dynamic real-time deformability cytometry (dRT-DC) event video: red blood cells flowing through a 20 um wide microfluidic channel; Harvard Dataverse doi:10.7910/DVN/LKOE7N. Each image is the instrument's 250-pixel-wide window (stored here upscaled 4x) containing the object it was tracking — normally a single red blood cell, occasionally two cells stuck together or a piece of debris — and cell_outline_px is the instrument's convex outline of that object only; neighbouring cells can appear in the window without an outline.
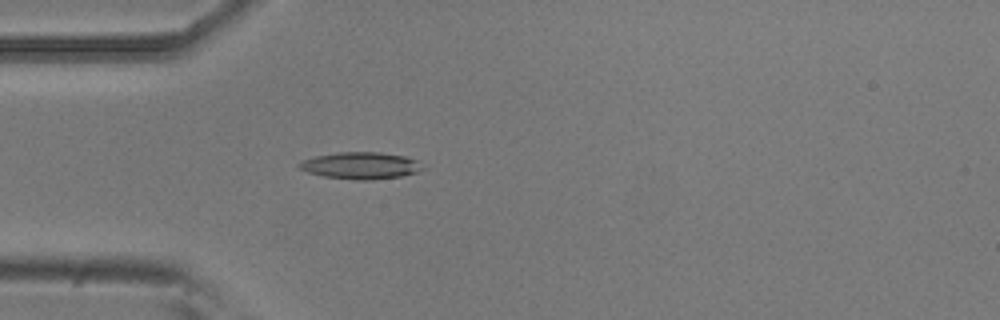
{"species": "common noctule bat (a hibernating species)", "species_latin": "Nyctalus noctula", "temperature_condition": "room temperature", "stored_images_in_passage": 15, "camera_frame_rate_fps": 3000, "um_per_image_px": 0.085, "animal": {"sex": "male", "body_mass_g": 20.5, "forearm_length_mm": 52.5}, "frame": {"image": 1, "passage_image": 2, "time_ms": 0.333, "image_size_px": [1000, 320], "cell_outline_px": [[428, 168], [420, 172], [400, 176], [372, 180], [356, 180], [324, 176], [308, 172], [300, 168], [296, 164], [304, 160], [316, 156], [336, 152], [380, 152], [404, 156], [420, 160]], "centroid_in_image_um": [30.77, 14.07], "position_along_channel_um": 54.2, "area_um2": 19.59}}
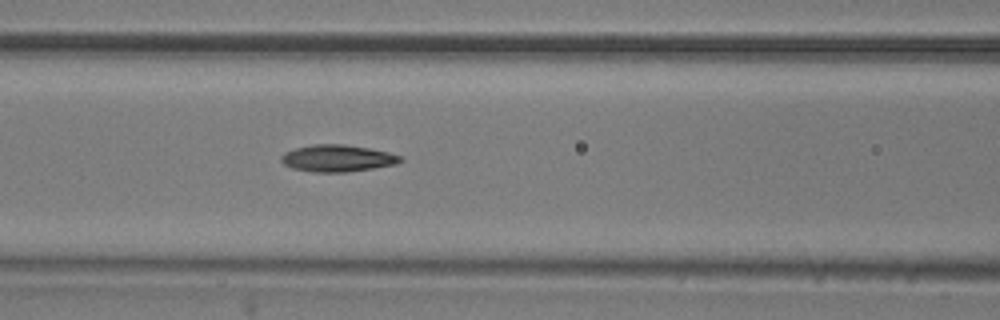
{"frame": {"image": 2, "passage_image": 9, "time_ms": 2.667, "image_size_px": [1000, 320], "cell_outline_px": [[404, 160], [396, 164], [348, 172], [312, 172], [292, 168], [284, 164], [280, 160], [280, 156], [284, 152], [296, 148], [312, 144], [344, 144], [368, 148], [388, 152], [404, 156]], "centroid_in_image_um": [28.69, 13.45], "position_along_channel_um": 137.9, "area_um2": 18.79}}
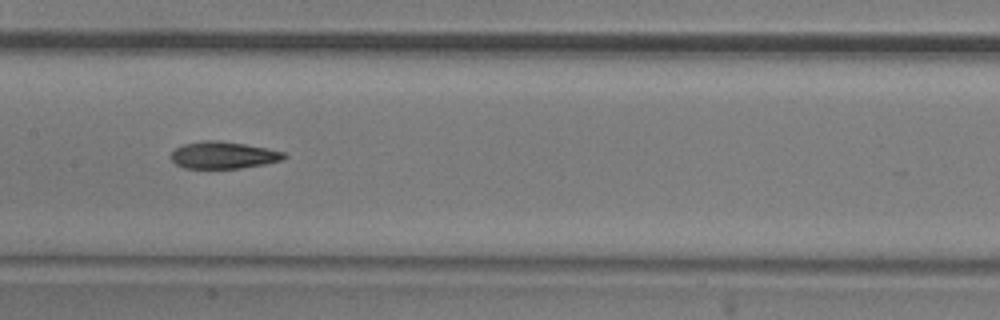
{"frame": {"image": 3, "passage_image": 13, "time_ms": 4.0, "image_size_px": [1000, 320], "cell_outline_px": [[288, 156], [284, 160], [264, 164], [240, 168], [184, 168], [176, 164], [172, 160], [172, 152], [176, 148], [184, 144], [204, 140], [220, 140], [268, 148], [284, 152]], "centroid_in_image_um": [19.02, 13.18], "position_along_channel_um": 188.4, "area_um2": 17.8}}